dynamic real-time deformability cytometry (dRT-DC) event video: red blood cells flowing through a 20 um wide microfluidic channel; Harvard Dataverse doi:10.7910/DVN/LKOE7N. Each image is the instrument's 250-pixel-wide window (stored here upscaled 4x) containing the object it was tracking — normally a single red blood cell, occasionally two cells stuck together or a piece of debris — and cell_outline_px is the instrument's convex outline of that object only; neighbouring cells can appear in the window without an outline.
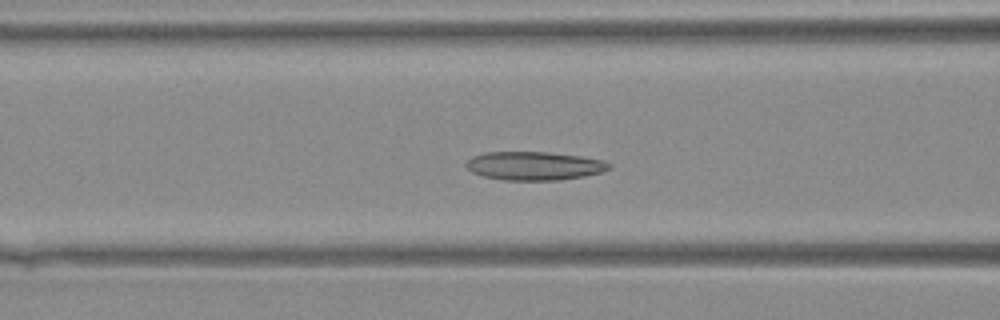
{"species": "Egyptian fruit bat (a non-hibernating species)", "species_latin": "Rousettus aegyptiacus", "temperature_condition": "warm", "stored_images_in_passage": 34, "camera_frame_rate_fps": 3000, "um_per_image_px": 0.085, "animal": {"sex": "female"}, "frame": {"image": 1, "passage_image": 10, "time_ms": 3.0, "image_size_px": [1000, 320], "cell_outline_px": [[612, 168], [600, 172], [584, 176], [560, 180], [504, 180], [484, 176], [472, 172], [464, 164], [472, 156], [484, 152], [548, 152], [580, 156], [604, 160], [612, 164]], "centroid_in_image_um": [45.42, 14.09], "position_along_channel_um": 121.2, "area_um2": 23.81}}
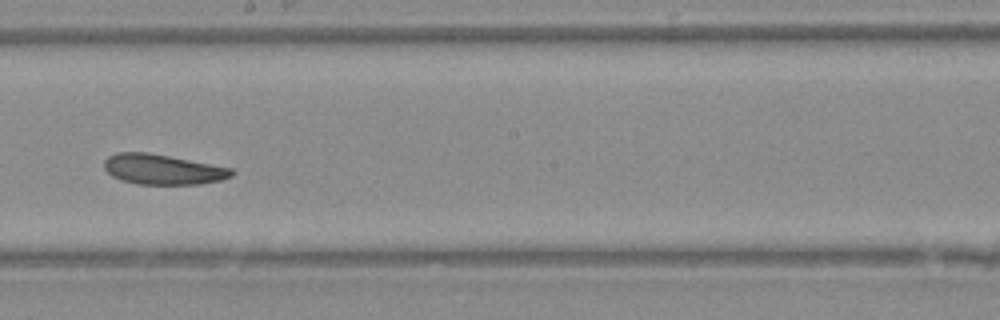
{"frame": {"image": 2, "passage_image": 17, "time_ms": 5.333, "image_size_px": [1000, 320], "cell_outline_px": [[236, 172], [232, 176], [220, 180], [200, 184], [136, 184], [120, 180], [112, 176], [104, 168], [104, 160], [108, 156], [116, 152], [148, 152], [232, 168]], "centroid_in_image_um": [13.81, 14.4], "position_along_channel_um": 234.4, "area_um2": 22.48}}
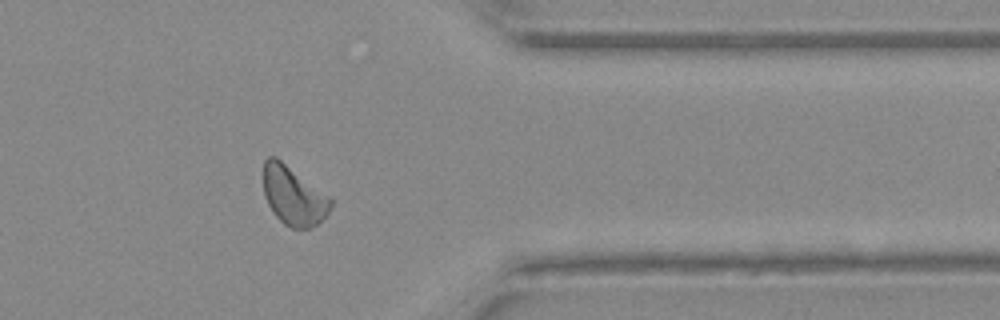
{"frame": {"image": 3, "passage_image": 27, "time_ms": 8.667, "image_size_px": [1000, 320], "cell_outline_px": [[332, 204], [328, 212], [316, 224], [308, 228], [292, 228], [284, 224], [272, 212], [264, 196], [264, 160], [268, 156], [276, 156], [332, 196]], "centroid_in_image_um": [24.96, 16.6], "position_along_channel_um": 386.4, "area_um2": 23.29}}